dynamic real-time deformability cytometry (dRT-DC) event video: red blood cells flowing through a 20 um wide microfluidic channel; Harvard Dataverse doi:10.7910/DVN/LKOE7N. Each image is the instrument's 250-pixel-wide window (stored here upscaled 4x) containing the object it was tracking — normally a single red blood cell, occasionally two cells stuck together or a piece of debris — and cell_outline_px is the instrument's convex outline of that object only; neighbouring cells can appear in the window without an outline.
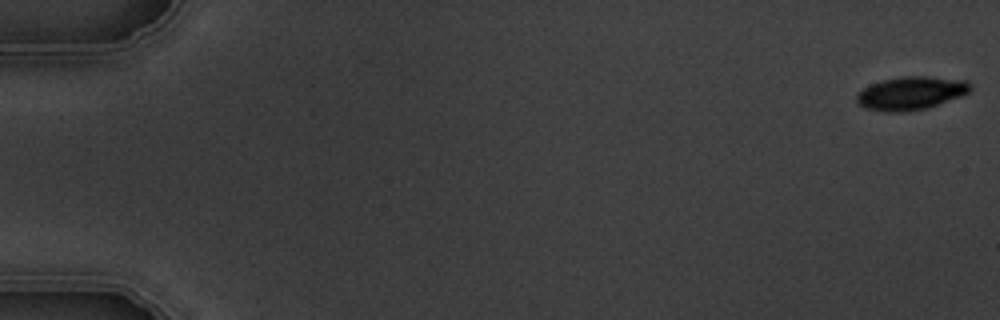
{"species": "common noctule bat (a hibernating species)", "species_latin": "Nyctalus noctula", "temperature_condition": "warm", "stored_images_in_passage": 6, "segment_of_instrument_passage": [2, 2], "camera_frame_rate_fps": 3000, "um_per_image_px": 0.085, "animal": {"sex": "male", "body_mass_g": 19.5, "forearm_length_mm": 54.6}, "frame": {"image": 1, "passage_image": 6, "time_ms": 5.667, "image_size_px": [1000, 320], "cell_outline_px": [[972, 88], [968, 92], [960, 96], [928, 108], [908, 112], [884, 112], [864, 108], [856, 100], [856, 96], [864, 88], [872, 84], [884, 80], [904, 76], [924, 76], [968, 80], [972, 84]], "centroid_in_image_um": [77.46, 7.93], "position_along_channel_um": 7.5, "area_um2": 22.02}}